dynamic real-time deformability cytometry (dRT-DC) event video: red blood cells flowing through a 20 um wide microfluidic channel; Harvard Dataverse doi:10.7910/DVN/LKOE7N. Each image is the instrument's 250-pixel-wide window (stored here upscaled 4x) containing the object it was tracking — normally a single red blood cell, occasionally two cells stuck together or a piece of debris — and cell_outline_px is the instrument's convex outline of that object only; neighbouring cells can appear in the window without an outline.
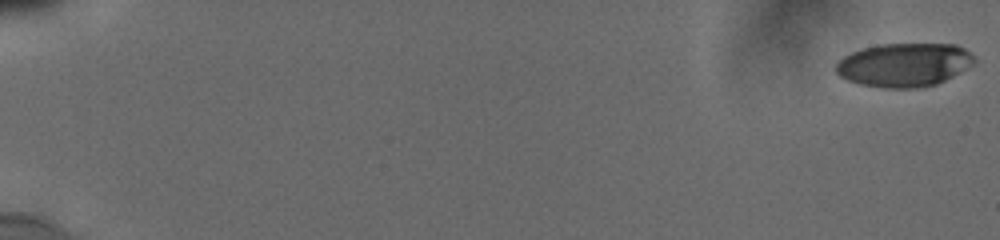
{"species": "human", "species_latin": "Homo sapiens", "temperature_condition": "cold", "stored_images_in_passage": 112, "camera_frame_rate_fps": 3000, "um_per_image_px": 0.085, "donor": {"sex": "male"}, "frame": {"image": 1, "passage_image": 1, "time_ms": 0.0, "image_size_px": [1000, 240], "cell_outline_px": [[976, 60], [972, 64], [960, 72], [936, 84], [924, 88], [884, 88], [860, 84], [848, 80], [840, 76], [836, 72], [836, 64], [844, 56], [852, 52], [864, 48], [880, 44], [956, 44], [964, 48]], "centroid_in_image_um": [76.85, 5.52], "position_along_channel_um": 8.2, "area_um2": 35.03}}
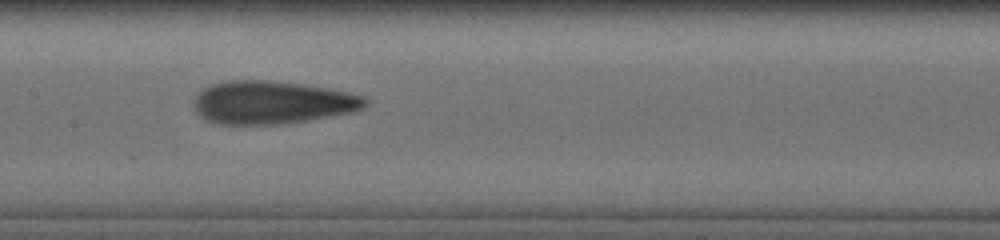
{"frame": {"image": 2, "passage_image": 61, "time_ms": 10.0, "image_size_px": [1000, 240], "cell_outline_px": [[372, 100], [364, 108], [356, 112], [308, 120], [280, 124], [216, 124], [200, 116], [196, 112], [196, 96], [204, 88], [212, 84], [228, 80], [268, 80], [300, 84], [328, 88], [348, 92], [364, 96]], "centroid_in_image_um": [23.21, 8.71], "position_along_channel_um": 184.2, "area_um2": 43.0}}
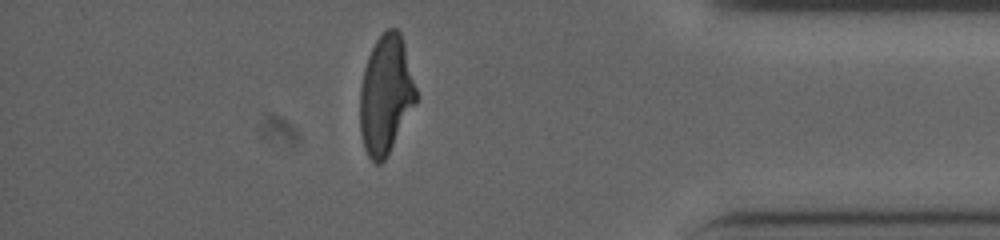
{"frame": {"image": 3, "passage_image": 99, "time_ms": 16.333, "image_size_px": [1000, 240], "cell_outline_px": [[416, 100], [384, 160], [380, 164], [376, 164], [368, 156], [364, 148], [360, 132], [360, 88], [364, 68], [368, 56], [376, 40], [388, 28], [396, 28], [400, 32], [404, 44], [416, 88]], "centroid_in_image_um": [32.76, 8.03], "position_along_channel_um": 402.4, "area_um2": 38.09}, "authors_computed_cell_mechanics": {"area_um2": 39.593, "velocity_mm_per_s": 3.8477, "shape_relaxation_time_tau1_ms": 6.5191, "shape_relaxation_time_tau2_ms": 1.6065, "deformation_change_tau1": 0.2035, "deformation_change_tau2": 0.1047}}